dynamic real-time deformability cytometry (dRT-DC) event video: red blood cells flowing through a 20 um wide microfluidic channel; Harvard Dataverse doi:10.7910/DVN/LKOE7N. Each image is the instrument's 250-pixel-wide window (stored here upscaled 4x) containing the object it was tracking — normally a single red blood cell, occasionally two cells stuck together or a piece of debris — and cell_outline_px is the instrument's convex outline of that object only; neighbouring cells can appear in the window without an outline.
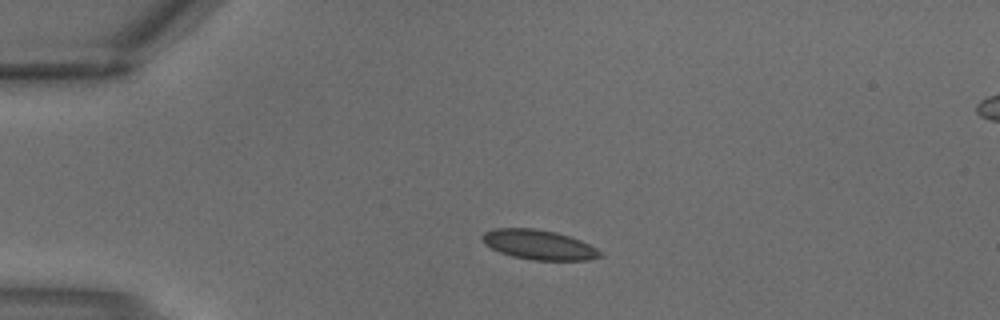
{"species": "common noctule bat (a hibernating species)", "species_latin": "Nyctalus noctula", "temperature_condition": "warm", "stored_images_in_passage": 2, "segment_of_instrument_passage": [1, 2], "camera_frame_rate_fps": 3000, "um_per_image_px": 0.085, "animal": {"sex": "male", "body_mass_g": 18.8}, "frame": {"image": 1, "passage_image": 1, "time_ms": 0.0, "image_size_px": [1000, 320], "cell_outline_px": [[604, 256], [588, 260], [532, 260], [512, 256], [500, 252], [484, 244], [480, 236], [484, 232], [492, 228], [532, 228], [556, 232], [580, 240], [604, 252]], "centroid_in_image_um": [45.8, 20.8], "position_along_channel_um": 39.2, "area_um2": 20.52}}